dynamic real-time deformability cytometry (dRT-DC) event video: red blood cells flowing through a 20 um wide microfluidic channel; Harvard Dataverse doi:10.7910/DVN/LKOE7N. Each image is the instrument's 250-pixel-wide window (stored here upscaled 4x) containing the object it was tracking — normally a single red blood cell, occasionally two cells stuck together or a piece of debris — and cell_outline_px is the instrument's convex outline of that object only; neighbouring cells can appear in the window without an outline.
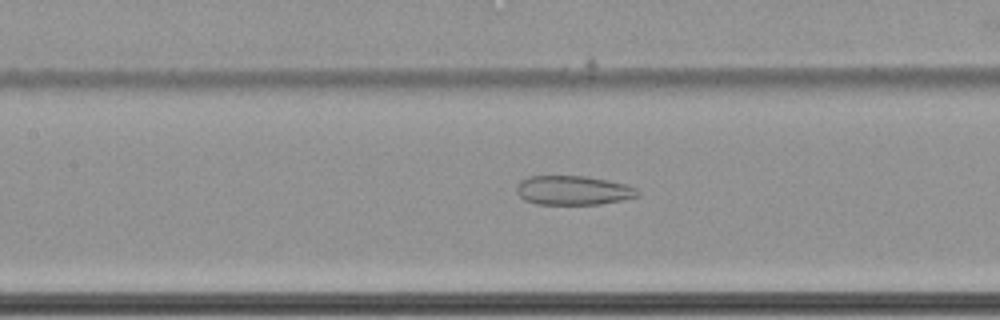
{"species": "common noctule bat (a hibernating species)", "species_latin": "Nyctalus noctula", "temperature_condition": "cold", "stored_images_in_passage": 64, "camera_frame_rate_fps": 3000, "um_per_image_px": 0.085, "animal": {"sex": "female", "body_mass_g": 22.7, "forearm_length_mm": 54.2}, "frame": {"image": 1, "passage_image": 33, "time_ms": 10.667, "image_size_px": [1000, 320], "cell_outline_px": [[640, 196], [624, 200], [600, 204], [536, 204], [524, 200], [516, 192], [516, 184], [520, 180], [528, 176], [588, 176], [608, 180], [624, 184], [636, 188], [640, 192]], "centroid_in_image_um": [48.71, 16.18], "position_along_channel_um": 158.7, "area_um2": 20.87}}
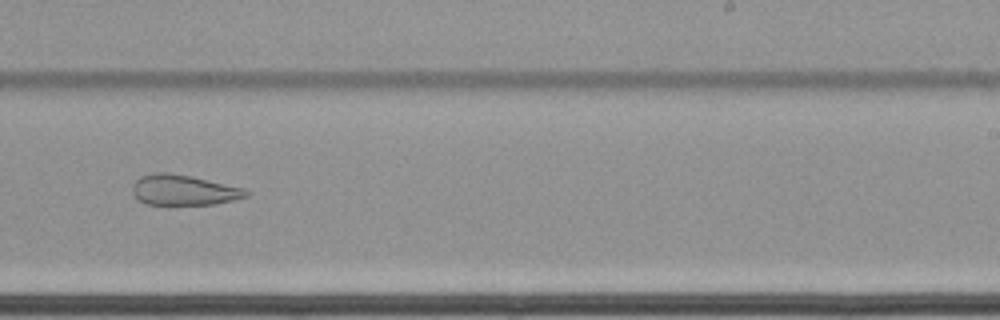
{"frame": {"image": 2, "passage_image": 43, "time_ms": 14.0, "image_size_px": [1000, 320], "cell_outline_px": [[252, 192], [248, 196], [216, 204], [144, 204], [132, 192], [132, 184], [140, 176], [152, 172], [168, 172], [192, 176], [244, 188]], "centroid_in_image_um": [15.61, 16.14], "position_along_channel_um": 273.4, "area_um2": 20.23}}
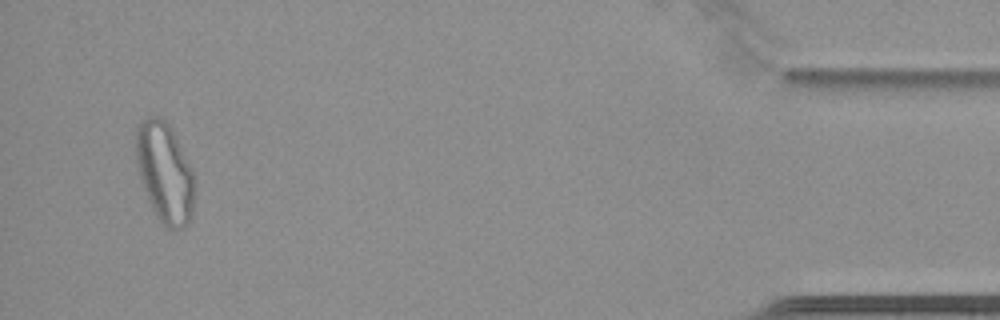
{"frame": {"image": 3, "passage_image": 62, "time_ms": 20.333, "image_size_px": [1000, 320], "cell_outline_px": [[196, 184], [192, 220], [188, 224], [180, 228], [168, 228], [156, 216], [152, 208], [140, 180], [136, 160], [136, 124], [140, 120], [148, 116], [160, 116], [172, 128], [196, 180]], "centroid_in_image_um": [14.01, 14.66], "position_along_channel_um": 421.2, "area_um2": 34.51}}